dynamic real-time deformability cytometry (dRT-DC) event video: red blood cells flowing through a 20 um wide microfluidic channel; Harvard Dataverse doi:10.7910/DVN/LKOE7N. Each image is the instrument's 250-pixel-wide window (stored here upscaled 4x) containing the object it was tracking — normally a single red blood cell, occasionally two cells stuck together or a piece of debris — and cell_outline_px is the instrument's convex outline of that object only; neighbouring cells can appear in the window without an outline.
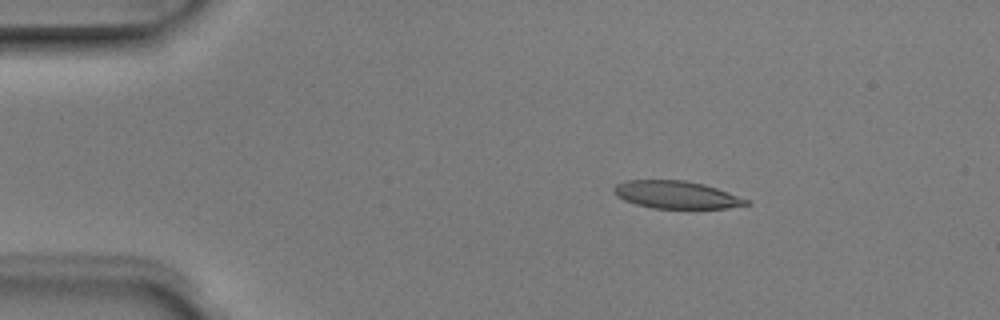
{"species": "Egyptian fruit bat (a non-hibernating species)", "species_latin": "Rousettus aegyptiacus", "temperature_condition": "room temperature", "stored_images_in_passage": 5, "camera_frame_rate_fps": 3000, "um_per_image_px": 0.085, "animal": {"sex": "male"}, "frame": {"image": 1, "passage_image": 3, "time_ms": 0.667, "image_size_px": [1000, 320], "cell_outline_px": [[752, 204], [724, 208], [652, 208], [636, 204], [624, 200], [616, 196], [612, 192], [612, 188], [616, 184], [628, 180], [684, 180], [704, 184], [752, 200]], "centroid_in_image_um": [57.49, 16.55], "position_along_channel_um": 27.5, "area_um2": 21.39}}
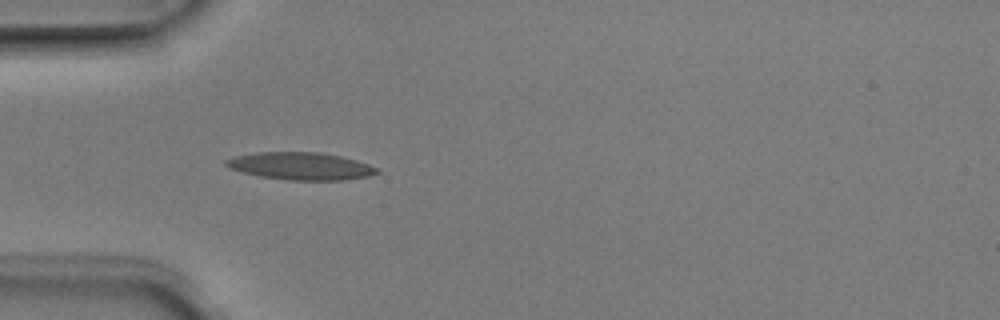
{"frame": {"image": 2, "passage_image": 5, "time_ms": 1.333, "image_size_px": [1000, 320], "cell_outline_px": [[380, 172], [368, 176], [344, 180], [288, 180], [260, 176], [228, 168], [224, 164], [224, 160], [232, 156], [256, 152], [320, 152], [340, 156], [356, 160], [380, 168]], "centroid_in_image_um": [25.54, 14.11], "position_along_channel_um": 59.5, "area_um2": 24.28}}